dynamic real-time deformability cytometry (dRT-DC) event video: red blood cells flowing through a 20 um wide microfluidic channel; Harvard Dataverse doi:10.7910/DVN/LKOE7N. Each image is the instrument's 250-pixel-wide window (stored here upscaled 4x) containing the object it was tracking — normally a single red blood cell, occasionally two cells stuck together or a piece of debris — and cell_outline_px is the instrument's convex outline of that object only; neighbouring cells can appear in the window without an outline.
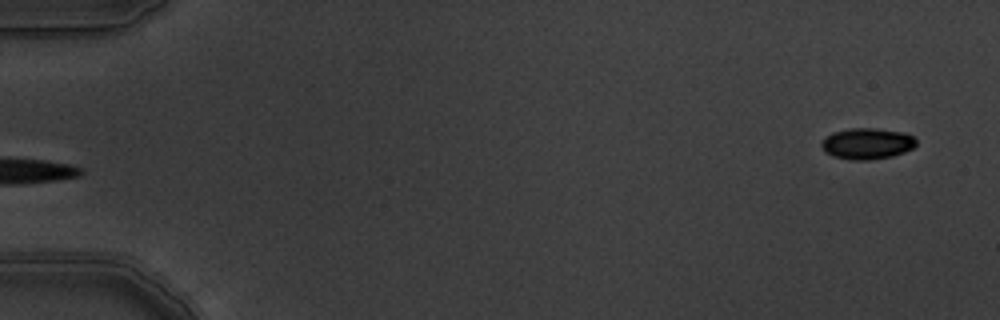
{"species": "common noctule bat (a hibernating species)", "species_latin": "Nyctalus noctula", "temperature_condition": "warm", "stored_images_in_passage": 3, "segment_of_instrument_passage": [2, 2], "camera_frame_rate_fps": 3000, "um_per_image_px": 0.085, "animal": {"sex": "male", "body_mass_g": 19.5, "forearm_length_mm": 54.6}, "frame": {"image": 1, "passage_image": 3, "time_ms": 0.667, "image_size_px": [1000, 320], "cell_outline_px": [[916, 144], [912, 148], [904, 152], [892, 156], [868, 160], [848, 160], [832, 156], [824, 152], [820, 144], [832, 132], [852, 128], [876, 128], [904, 132], [912, 136], [916, 140]], "centroid_in_image_um": [73.69, 12.21], "position_along_channel_um": 11.3, "area_um2": 17.22}}